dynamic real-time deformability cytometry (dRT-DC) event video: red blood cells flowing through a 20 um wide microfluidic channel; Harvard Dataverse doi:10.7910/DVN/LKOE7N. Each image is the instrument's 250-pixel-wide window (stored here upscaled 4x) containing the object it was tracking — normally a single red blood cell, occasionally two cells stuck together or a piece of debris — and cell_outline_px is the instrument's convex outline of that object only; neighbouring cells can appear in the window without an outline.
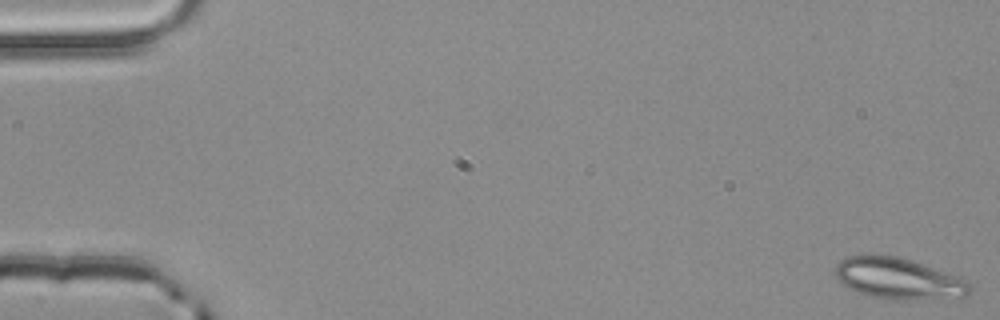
{"species": "common noctule bat (a hibernating species)", "species_latin": "Nyctalus noctula", "temperature_condition": "room temperature", "stored_images_in_passage": 4, "camera_frame_rate_fps": 3000, "um_per_image_px": 0.085, "animal": {"sex": "male", "body_mass_g": 20.4}, "frame": {"image": 1, "passage_image": 1, "time_ms": 0.0, "image_size_px": [1000, 320], "cell_outline_px": [[972, 288], [964, 296], [904, 300], [884, 300], [848, 288], [836, 280], [836, 264], [840, 260], [848, 256], [896, 256], [912, 260], [968, 280], [972, 284]], "centroid_in_image_um": [76.36, 23.69], "position_along_channel_um": 8.6, "area_um2": 32.02}}